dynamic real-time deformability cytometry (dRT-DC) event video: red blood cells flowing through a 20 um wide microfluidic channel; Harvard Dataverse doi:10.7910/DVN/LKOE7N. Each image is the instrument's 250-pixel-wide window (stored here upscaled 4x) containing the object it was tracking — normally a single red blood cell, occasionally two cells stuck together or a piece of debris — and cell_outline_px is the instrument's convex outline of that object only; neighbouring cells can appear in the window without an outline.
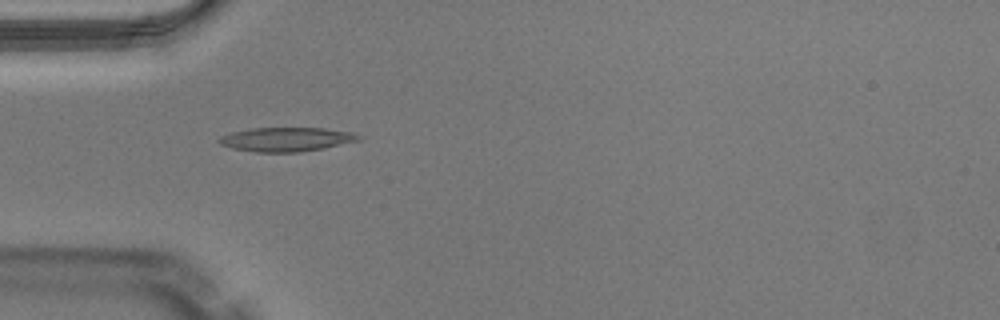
{"species": "Egyptian fruit bat (a non-hibernating species)", "species_latin": "Rousettus aegyptiacus", "temperature_condition": "warm", "stored_images_in_passage": 45, "camera_frame_rate_fps": 3000, "um_per_image_px": 0.085, "animal": {"sex": "male"}, "frame": {"image": 1, "passage_image": 11, "time_ms": 3.333, "image_size_px": [1000, 320], "cell_outline_px": [[364, 136], [360, 140], [324, 148], [300, 152], [256, 152], [232, 148], [220, 144], [216, 140], [220, 136], [232, 132], [252, 128], [324, 128], [352, 132]], "centroid_in_image_um": [24.35, 11.84], "position_along_channel_um": 60.6, "area_um2": 19.65}}
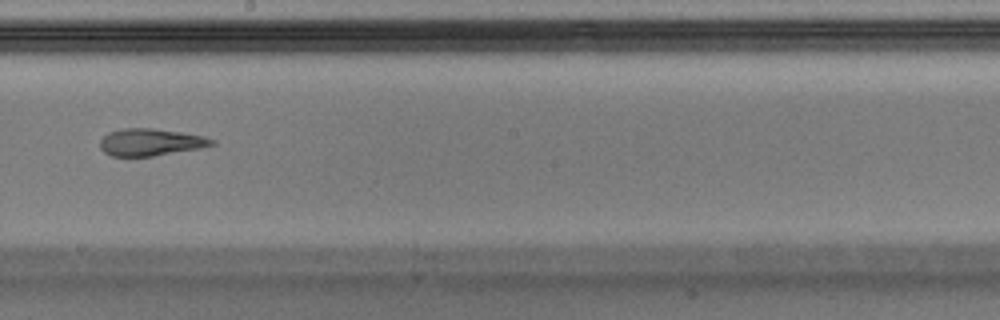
{"frame": {"image": 2, "passage_image": 24, "time_ms": 7.667, "image_size_px": [1000, 320], "cell_outline_px": [[216, 144], [200, 148], [152, 156], [112, 156], [104, 152], [100, 148], [100, 140], [108, 132], [120, 128], [152, 128], [180, 132], [204, 136], [216, 140]], "centroid_in_image_um": [12.79, 12.08], "position_along_channel_um": 235.4, "area_um2": 17.69}}
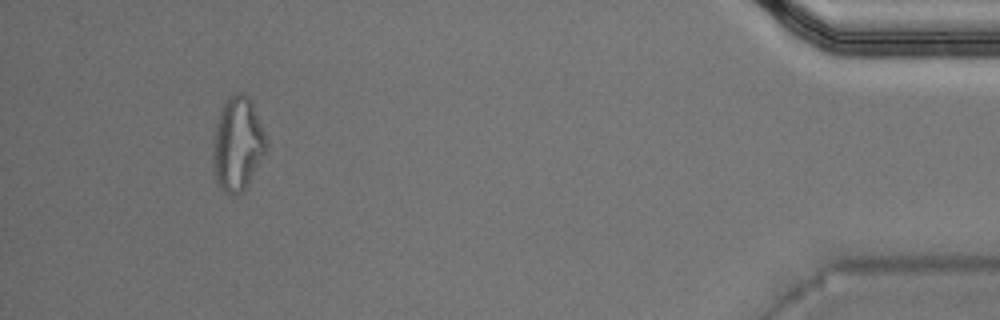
{"frame": {"image": 3, "passage_image": 42, "time_ms": 13.667, "image_size_px": [1000, 320], "cell_outline_px": [[268, 148], [248, 184], [236, 196], [232, 196], [224, 192], [220, 188], [216, 180], [212, 164], [212, 144], [216, 124], [224, 100], [236, 92], [240, 92], [248, 96], [252, 104], [268, 140]], "centroid_in_image_um": [20.18, 12.25], "position_along_channel_um": 415.0, "area_um2": 29.36}, "authors_computed_cell_mechanics": {"area_um2": 18.496, "velocity_mm_per_s": 4.0696, "shape_relaxation_time_tau1_ms": null, "shape_relaxation_time_tau2_ms": 2.8362, "deformation_change_tau1": null, "deformation_change_tau2": 0.1238}}